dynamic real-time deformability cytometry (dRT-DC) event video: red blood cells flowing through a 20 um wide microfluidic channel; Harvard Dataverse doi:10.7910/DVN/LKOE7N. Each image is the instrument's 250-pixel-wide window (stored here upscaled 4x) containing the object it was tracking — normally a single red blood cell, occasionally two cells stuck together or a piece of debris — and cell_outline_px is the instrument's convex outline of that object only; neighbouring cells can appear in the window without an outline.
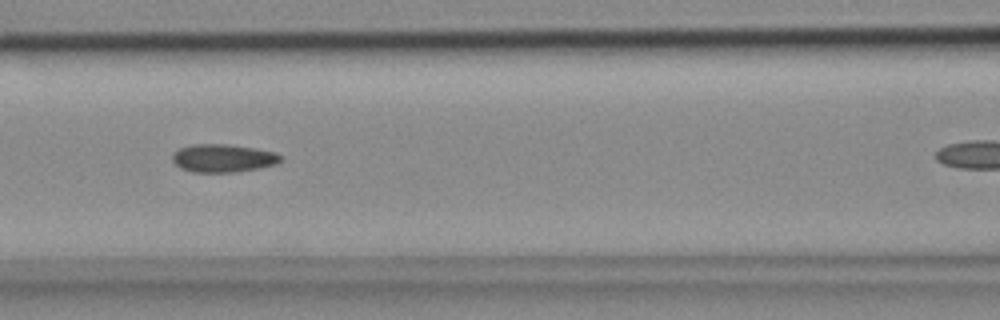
{"species": "common noctule bat (a hibernating species)", "species_latin": "Nyctalus noctula", "temperature_condition": "cold", "stored_images_in_passage": 37, "camera_frame_rate_fps": 3000, "um_per_image_px": 0.085, "animal": {"sex": "female", "body_mass_g": 18.4}, "frame": {"image": 1, "passage_image": 17, "time_ms": 5.333, "image_size_px": [1000, 320], "cell_outline_px": [[284, 156], [276, 164], [260, 168], [236, 172], [192, 172], [180, 168], [172, 160], [172, 152], [180, 148], [192, 144], [228, 144], [256, 148], [276, 152]], "centroid_in_image_um": [18.97, 13.44], "position_along_channel_um": 147.6, "area_um2": 17.92}}
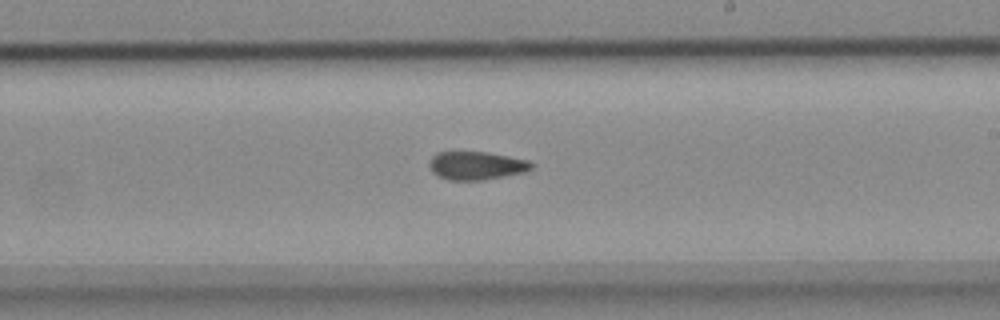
{"frame": {"image": 2, "passage_image": 25, "time_ms": 8.0, "image_size_px": [1000, 320], "cell_outline_px": [[536, 164], [532, 168], [524, 172], [480, 180], [448, 180], [432, 172], [428, 164], [432, 156], [436, 152], [488, 152], [528, 160]], "centroid_in_image_um": [40.48, 14.06], "position_along_channel_um": 248.5, "area_um2": 16.76}}
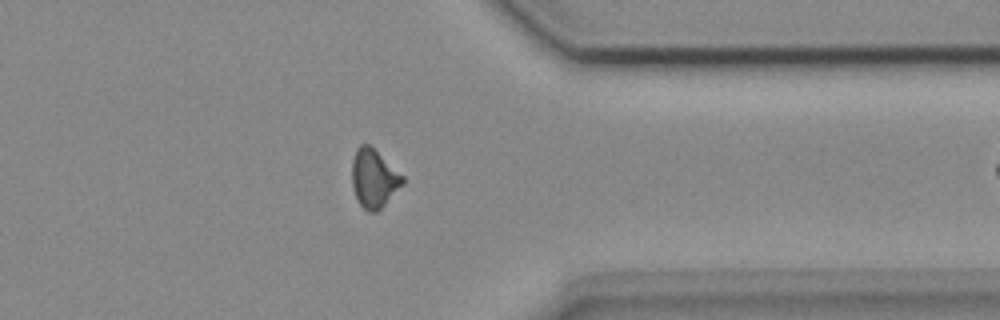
{"frame": {"image": 3, "passage_image": 36, "time_ms": 11.667, "image_size_px": [1000, 320], "cell_outline_px": [[404, 184], [376, 212], [368, 212], [356, 200], [352, 184], [352, 160], [356, 148], [360, 144], [368, 144], [404, 176]], "centroid_in_image_um": [31.76, 15.17], "position_along_channel_um": 379.6, "area_um2": 17.11}}